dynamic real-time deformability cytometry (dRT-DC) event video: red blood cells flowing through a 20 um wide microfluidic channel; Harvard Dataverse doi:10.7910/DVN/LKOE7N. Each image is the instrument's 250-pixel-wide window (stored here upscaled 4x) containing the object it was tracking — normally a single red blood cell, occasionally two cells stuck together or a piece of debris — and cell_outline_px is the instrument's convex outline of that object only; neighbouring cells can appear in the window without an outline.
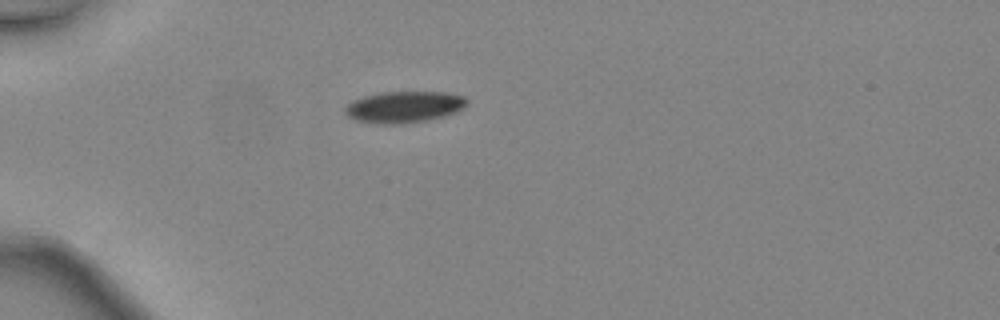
{"species": "common noctule bat (a hibernating species)", "species_latin": "Nyctalus noctula", "temperature_condition": "warm", "stored_images_in_passage": 33, "camera_frame_rate_fps": 3000, "um_per_image_px": 0.085, "animal": {"sex": "female", "body_mass_g": 24.6, "forearm_length_mm": 56.2}, "frame": {"image": 1, "passage_image": 1, "time_ms": 0.0, "image_size_px": [1000, 320], "cell_outline_px": [[468, 104], [464, 108], [456, 112], [444, 116], [424, 120], [400, 124], [376, 124], [356, 120], [348, 116], [344, 112], [344, 108], [348, 104], [364, 96], [380, 92], [448, 92], [464, 96], [468, 100]], "centroid_in_image_um": [34.37, 9.08], "position_along_channel_um": 50.6, "area_um2": 22.37}}
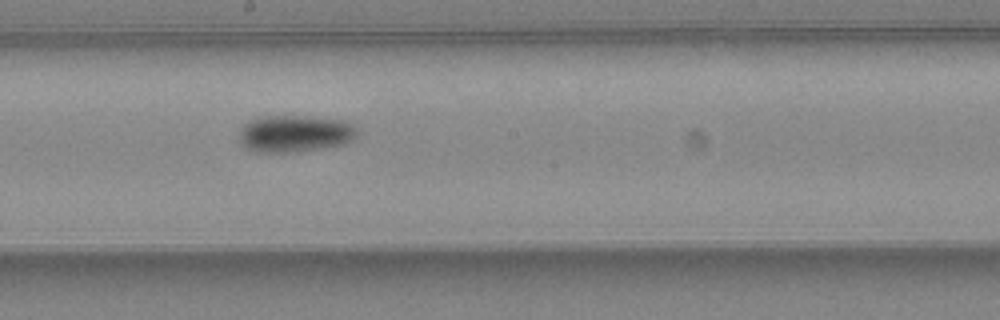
{"frame": {"image": 2, "passage_image": 14, "time_ms": 4.333, "image_size_px": [1000, 320], "cell_outline_px": [[356, 136], [352, 140], [344, 144], [292, 152], [256, 152], [248, 148], [240, 140], [240, 128], [248, 120], [260, 116], [308, 116], [344, 120], [352, 124], [356, 128]], "centroid_in_image_um": [25.05, 11.33], "position_along_channel_um": 223.1, "area_um2": 25.32}}
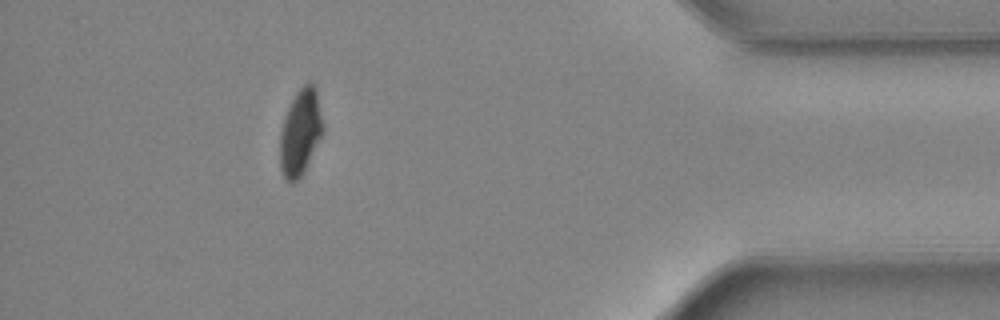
{"frame": {"image": 3, "passage_image": 29, "time_ms": 9.333, "image_size_px": [1000, 320], "cell_outline_px": [[324, 128], [304, 172], [292, 184], [284, 180], [280, 168], [280, 132], [288, 108], [296, 92], [304, 84], [312, 84], [316, 88]], "centroid_in_image_um": [25.51, 11.28], "position_along_channel_um": 409.7, "area_um2": 21.27}, "authors_computed_cell_mechanics": {"area_um2": 24.1026, "velocity_mm_per_s": 4.558, "shape_relaxation_time_tau1_ms": 2.9264, "shape_relaxation_time_tau2_ms": null, "deformation_change_tau1": 0.1209, "deformation_change_tau2": null}}